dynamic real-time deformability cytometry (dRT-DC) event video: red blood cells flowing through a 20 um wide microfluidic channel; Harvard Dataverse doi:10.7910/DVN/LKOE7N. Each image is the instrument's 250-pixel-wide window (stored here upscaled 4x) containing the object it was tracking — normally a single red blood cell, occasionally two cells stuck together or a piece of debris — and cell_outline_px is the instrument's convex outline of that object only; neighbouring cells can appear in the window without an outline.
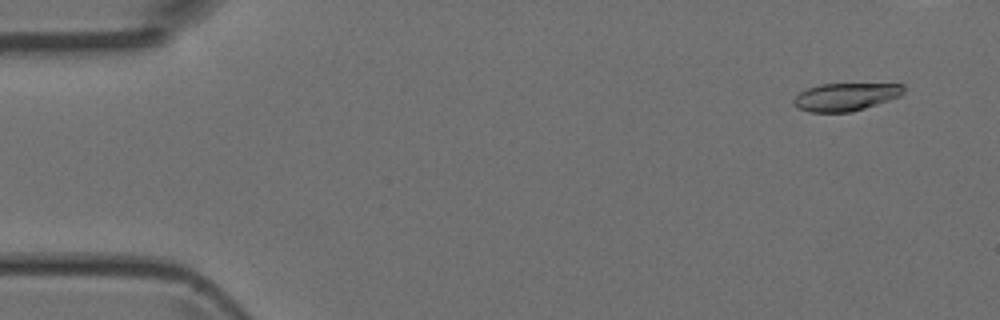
{"species": "Egyptian fruit bat (a non-hibernating species)", "species_latin": "Rousettus aegyptiacus", "temperature_condition": "room temperature", "stored_images_in_passage": 7, "camera_frame_rate_fps": 3000, "um_per_image_px": 0.085, "animal": {"sex": "female"}, "frame": {"image": 1, "passage_image": 3, "time_ms": 0.667, "image_size_px": [1000, 320], "cell_outline_px": [[904, 92], [900, 96], [852, 112], [808, 112], [796, 108], [792, 104], [792, 100], [800, 92], [808, 88], [820, 84], [904, 84]], "centroid_in_image_um": [71.83, 8.24], "position_along_channel_um": 13.2, "area_um2": 17.8}}